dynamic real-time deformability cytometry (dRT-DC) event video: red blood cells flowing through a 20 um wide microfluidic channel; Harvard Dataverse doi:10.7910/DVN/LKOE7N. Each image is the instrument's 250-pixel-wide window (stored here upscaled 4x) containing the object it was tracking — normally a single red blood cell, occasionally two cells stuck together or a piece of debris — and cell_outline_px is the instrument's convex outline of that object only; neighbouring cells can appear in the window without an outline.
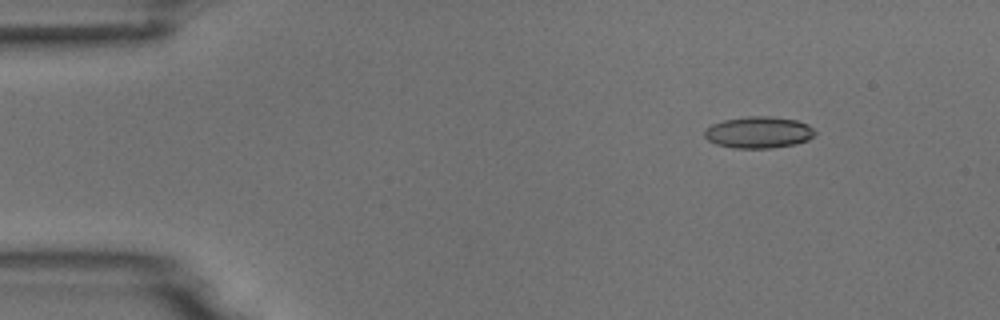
{"species": "common noctule bat (a hibernating species)", "species_latin": "Nyctalus noctula", "temperature_condition": "room temperature", "stored_images_in_passage": 5, "camera_frame_rate_fps": 3000, "um_per_image_px": 0.085, "animal": {"sex": "male", "body_mass_g": 18.8}, "frame": {"image": 1, "passage_image": 2, "time_ms": 1.0, "image_size_px": [1000, 320], "cell_outline_px": [[816, 132], [808, 140], [796, 144], [772, 148], [732, 148], [716, 144], [708, 140], [704, 136], [704, 128], [712, 124], [724, 120], [744, 116], [772, 116], [796, 120], [808, 124]], "centroid_in_image_um": [64.46, 11.25], "position_along_channel_um": 20.5, "area_um2": 20.52}}